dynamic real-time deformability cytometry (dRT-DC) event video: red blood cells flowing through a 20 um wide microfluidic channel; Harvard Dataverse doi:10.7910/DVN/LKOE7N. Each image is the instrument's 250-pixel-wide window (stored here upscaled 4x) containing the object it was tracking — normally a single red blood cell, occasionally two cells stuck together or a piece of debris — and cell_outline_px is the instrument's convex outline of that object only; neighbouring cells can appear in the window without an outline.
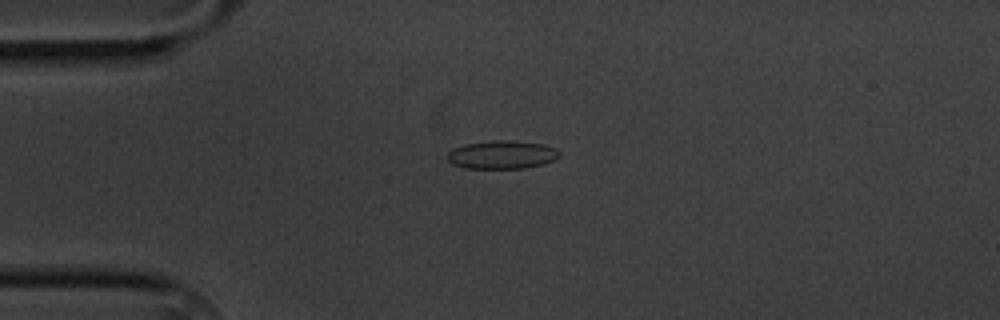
{"species": "common noctule bat (a hibernating species)", "species_latin": "Nyctalus noctula", "temperature_condition": "cold", "stored_images_in_passage": 10, "camera_frame_rate_fps": 3000, "um_per_image_px": 0.085, "animal": {"sex": "male", "body_mass_g": 20.1, "forearm_length_mm": 53.5}, "frame": {"image": 1, "passage_image": 5, "time_ms": 4.667, "image_size_px": [1000, 320], "cell_outline_px": [[560, 156], [556, 160], [544, 164], [524, 168], [464, 168], [452, 164], [448, 160], [448, 152], [452, 148], [464, 144], [496, 140], [504, 140], [544, 144], [556, 148], [560, 152]], "centroid_in_image_um": [42.69, 13.15], "position_along_channel_um": 42.3, "area_um2": 18.55}}
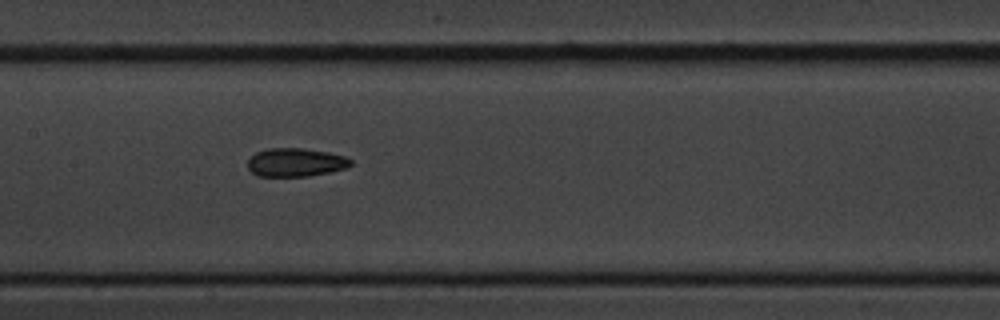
{"frame": {"image": 2, "passage_image": 9, "time_ms": 9.333, "image_size_px": [1000, 320], "cell_outline_px": [[352, 164], [348, 168], [332, 172], [308, 176], [256, 176], [248, 168], [248, 160], [256, 152], [268, 148], [304, 148], [328, 152], [344, 156], [352, 160]], "centroid_in_image_um": [25.15, 13.8], "position_along_channel_um": 182.2, "area_um2": 17.22}}
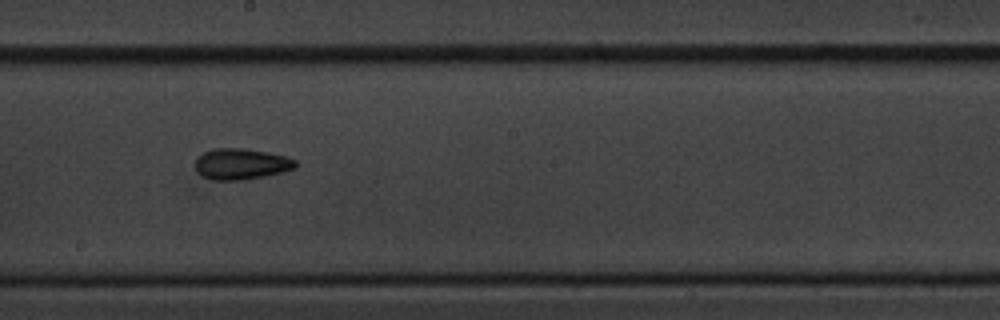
{"frame": {"image": 3, "passage_image": 10, "time_ms": 10.667, "image_size_px": [1000, 320], "cell_outline_px": [[296, 168], [284, 172], [244, 180], [212, 180], [204, 176], [196, 168], [196, 160], [204, 152], [212, 148], [244, 148], [268, 152], [288, 156], [296, 160]], "centroid_in_image_um": [20.56, 13.93], "position_along_channel_um": 227.6, "area_um2": 18.15}}